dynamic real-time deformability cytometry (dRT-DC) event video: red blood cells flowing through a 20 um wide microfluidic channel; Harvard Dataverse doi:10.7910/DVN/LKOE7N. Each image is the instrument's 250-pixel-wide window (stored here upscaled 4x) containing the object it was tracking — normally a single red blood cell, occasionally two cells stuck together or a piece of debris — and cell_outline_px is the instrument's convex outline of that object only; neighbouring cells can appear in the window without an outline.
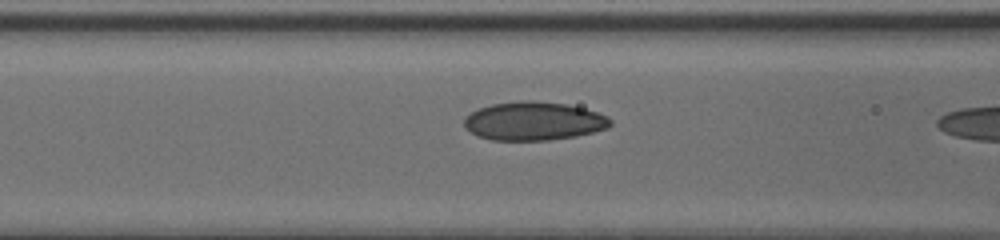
{"species": "human", "species_latin": "Homo sapiens", "temperature_condition": "cold", "stored_images_in_passage": 9, "camera_frame_rate_fps": 3000, "um_per_image_px": 0.085, "donor": {"sex": "male"}, "frame": {"image": 1, "passage_image": 8, "time_ms": 2.333, "image_size_px": [1000, 240], "cell_outline_px": [[612, 124], [608, 128], [576, 136], [548, 140], [492, 140], [476, 136], [464, 128], [464, 120], [472, 112], [480, 108], [492, 104], [524, 100], [532, 100], [568, 104], [584, 108], [608, 116], [612, 120]], "centroid_in_image_um": [45.38, 10.29], "position_along_channel_um": 121.2, "area_um2": 32.89}}